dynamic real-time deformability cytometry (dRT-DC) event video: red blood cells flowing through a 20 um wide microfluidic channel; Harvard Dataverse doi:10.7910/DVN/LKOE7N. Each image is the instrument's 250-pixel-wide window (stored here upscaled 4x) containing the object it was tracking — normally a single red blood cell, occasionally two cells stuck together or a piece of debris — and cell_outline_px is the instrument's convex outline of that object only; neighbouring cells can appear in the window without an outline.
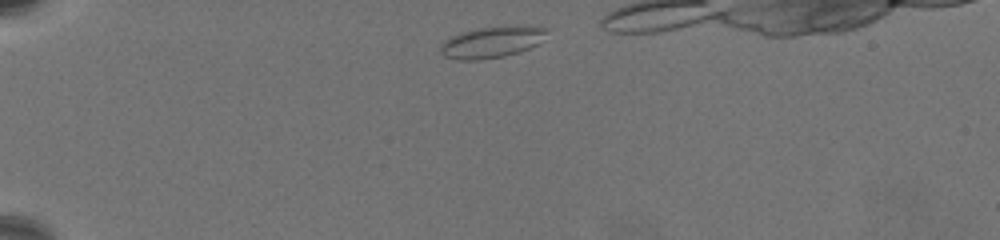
{"species": "common noctule bat (a hibernating species)", "species_latin": "Nyctalus noctula", "temperature_condition": "warm", "stored_images_in_passage": 44, "camera_frame_rate_fps": 3000, "um_per_image_px": 0.085, "animal": {"sex": "female", "body_mass_g": 19.5, "forearm_length_mm": 54.1}, "frame": {"image": 1, "passage_image": 3, "time_ms": 0.667, "image_size_px": [1000, 240], "cell_outline_px": [[548, 28], [536, 44], [528, 48], [504, 56], [480, 60], [464, 60], [444, 56], [440, 52], [440, 48], [444, 40], [460, 32], [476, 28], [512, 24]], "centroid_in_image_um": [41.75, 3.55], "position_along_channel_um": 43.3, "area_um2": 19.31}}
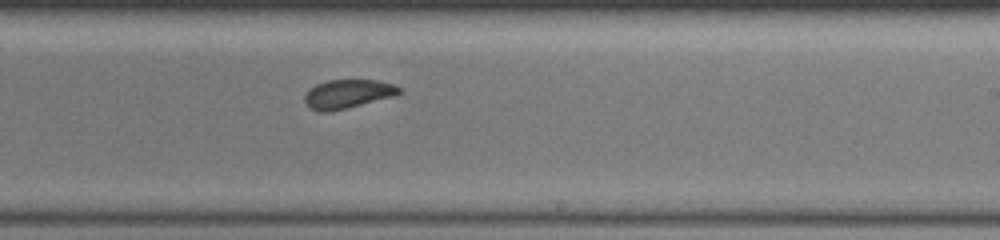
{"frame": {"image": 2, "passage_image": 28, "time_ms": 9.0, "image_size_px": [1000, 240], "cell_outline_px": [[404, 88], [400, 92], [392, 96], [348, 108], [332, 112], [320, 112], [312, 108], [304, 100], [304, 96], [316, 84], [328, 80], [376, 80], [392, 84]], "centroid_in_image_um": [29.57, 7.98], "position_along_channel_um": 259.4, "area_um2": 15.66}}
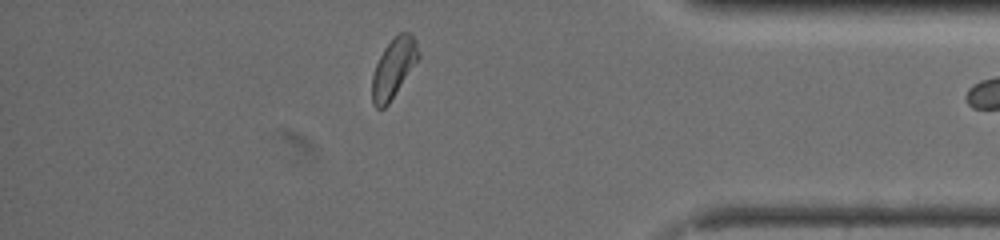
{"frame": {"image": 3, "passage_image": 43, "time_ms": 14.0, "image_size_px": [1000, 240], "cell_outline_px": [[420, 56], [388, 104], [384, 108], [376, 108], [372, 104], [372, 76], [376, 64], [384, 48], [392, 36], [400, 32], [408, 32], [416, 40], [420, 52]], "centroid_in_image_um": [33.45, 5.75], "position_along_channel_um": 401.8, "area_um2": 15.95}}